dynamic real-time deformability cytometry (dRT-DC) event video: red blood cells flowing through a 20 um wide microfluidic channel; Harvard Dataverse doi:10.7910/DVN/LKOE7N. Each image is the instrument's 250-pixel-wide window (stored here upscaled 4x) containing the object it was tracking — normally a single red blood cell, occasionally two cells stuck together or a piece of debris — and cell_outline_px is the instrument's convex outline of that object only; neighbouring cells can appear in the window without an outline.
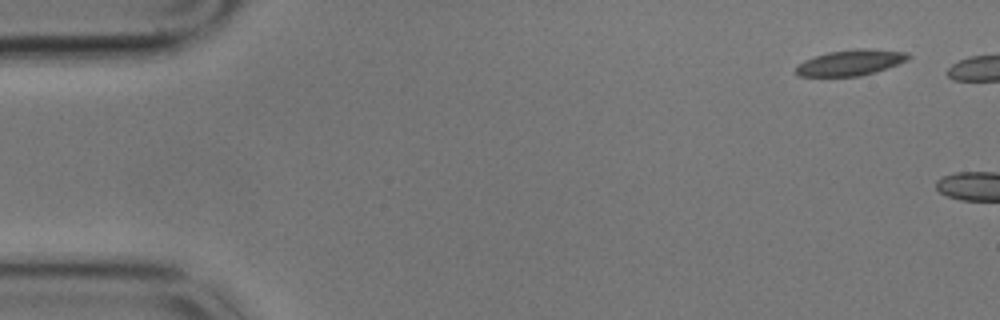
{"species": "common noctule bat (a hibernating species)", "species_latin": "Nyctalus noctula", "temperature_condition": "cold", "stored_images_in_passage": 5, "camera_frame_rate_fps": 3000, "um_per_image_px": 0.085, "animal": {"sex": "male", "body_mass_g": 17.9}, "frame": {"image": 1, "passage_image": 1, "time_ms": 0.0, "image_size_px": [1000, 320], "cell_outline_px": [[912, 56], [908, 60], [876, 72], [860, 76], [796, 76], [796, 68], [804, 60], [828, 52], [856, 48], [872, 48], [908, 52]], "centroid_in_image_um": [72.35, 5.31], "position_along_channel_um": 12.6, "area_um2": 16.99}}